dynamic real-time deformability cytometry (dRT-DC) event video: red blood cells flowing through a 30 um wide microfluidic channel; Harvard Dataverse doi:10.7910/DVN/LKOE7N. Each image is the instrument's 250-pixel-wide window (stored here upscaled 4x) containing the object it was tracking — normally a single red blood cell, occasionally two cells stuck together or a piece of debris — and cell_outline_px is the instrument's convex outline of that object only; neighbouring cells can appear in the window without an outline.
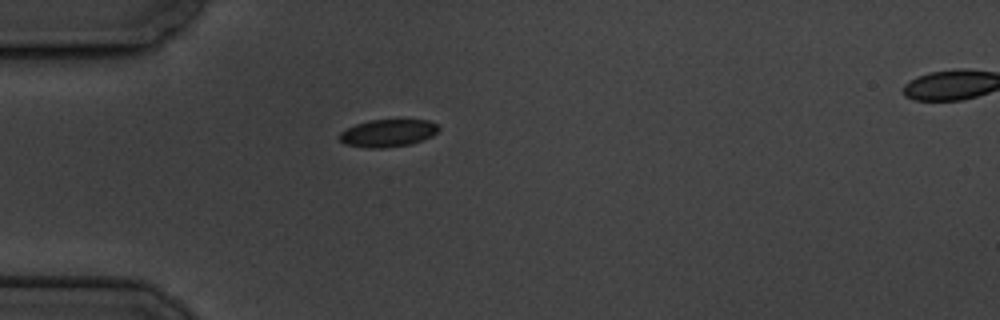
{"species": "common noctule bat (a hibernating species)", "species_latin": "Nyctalus noctula", "temperature_condition": "cold", "stored_images_in_passage": 2, "segment_of_instrument_passage": [1, 2], "camera_frame_rate_fps": 3000, "um_per_image_px": 0.085, "animal": {"sex": "male", "body_mass_g": 19.5, "forearm_length_mm": 54.6}, "frame": {"image": 1, "passage_image": 1, "time_ms": 0.0, "image_size_px": [1000, 320], "cell_outline_px": [[440, 128], [432, 136], [408, 144], [380, 148], [372, 148], [344, 144], [340, 140], [340, 132], [356, 124], [368, 120], [428, 120], [440, 124]], "centroid_in_image_um": [32.99, 11.29], "position_along_channel_um": 52.0, "area_um2": 15.66}}